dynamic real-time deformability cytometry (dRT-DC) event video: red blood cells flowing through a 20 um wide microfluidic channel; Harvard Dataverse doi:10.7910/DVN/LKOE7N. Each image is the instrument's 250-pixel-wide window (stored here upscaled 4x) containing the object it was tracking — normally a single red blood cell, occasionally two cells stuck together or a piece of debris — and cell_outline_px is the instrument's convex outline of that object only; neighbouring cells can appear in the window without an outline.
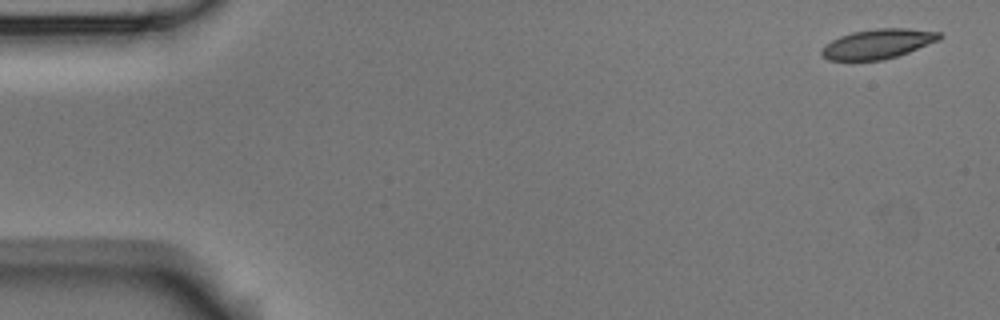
{"species": "Egyptian fruit bat (a non-hibernating species)", "species_latin": "Rousettus aegyptiacus", "temperature_condition": "room temperature", "stored_images_in_passage": 4, "camera_frame_rate_fps": 3000, "um_per_image_px": 0.085, "animal": {"sex": "male"}, "frame": {"image": 1, "passage_image": 1, "time_ms": 0.0, "image_size_px": [1000, 320], "cell_outline_px": [[944, 36], [940, 40], [908, 52], [884, 60], [828, 60], [820, 52], [832, 40], [840, 36], [852, 32], [876, 28], [908, 28], [940, 32]], "centroid_in_image_um": [74.67, 3.72], "position_along_channel_um": 10.3, "area_um2": 20.23}}
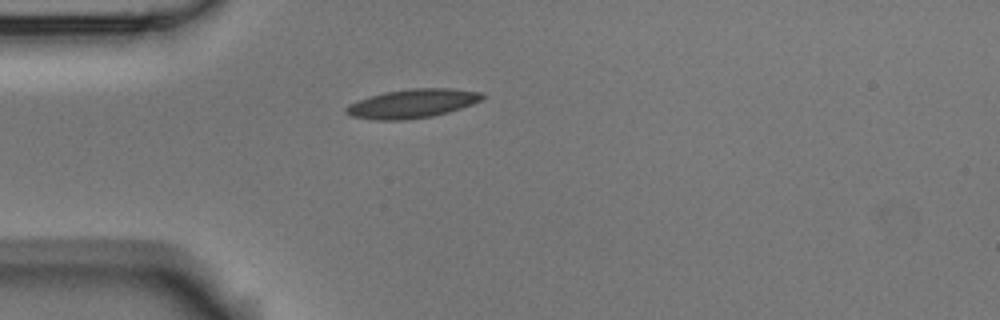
{"frame": {"image": 2, "passage_image": 4, "time_ms": 4.333, "image_size_px": [1000, 320], "cell_outline_px": [[484, 96], [480, 100], [472, 104], [448, 112], [432, 116], [404, 120], [376, 120], [352, 116], [344, 112], [344, 108], [348, 104], [368, 96], [384, 92], [412, 88], [448, 88], [480, 92]], "centroid_in_image_um": [34.99, 8.8], "position_along_channel_um": 50.0, "area_um2": 22.83}}